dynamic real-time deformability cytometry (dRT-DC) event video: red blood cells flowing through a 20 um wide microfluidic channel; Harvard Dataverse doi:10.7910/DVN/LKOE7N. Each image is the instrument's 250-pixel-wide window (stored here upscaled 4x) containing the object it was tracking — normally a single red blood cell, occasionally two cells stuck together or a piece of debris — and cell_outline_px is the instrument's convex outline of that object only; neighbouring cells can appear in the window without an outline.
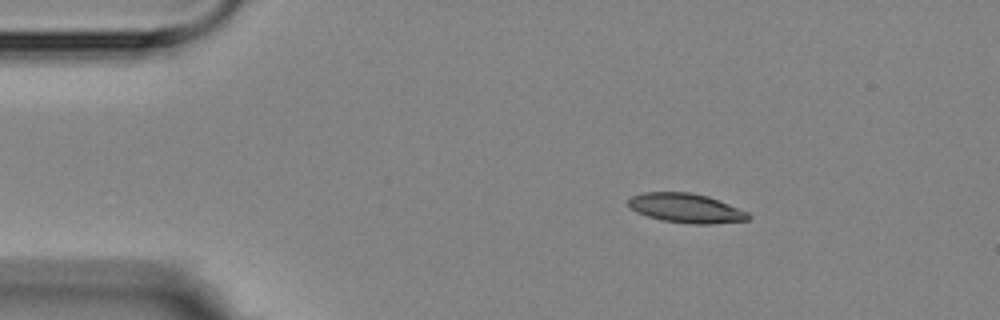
{"species": "Egyptian fruit bat (a non-hibernating species)", "species_latin": "Rousettus aegyptiacus", "temperature_condition": "room temperature", "stored_images_in_passage": 3, "camera_frame_rate_fps": 3000, "um_per_image_px": 0.085, "animal": {"sex": "female"}, "frame": {"image": 1, "passage_image": 1, "time_ms": 0.0, "image_size_px": [1000, 320], "cell_outline_px": [[752, 216], [748, 220], [708, 224], [692, 224], [660, 220], [636, 212], [628, 204], [628, 200], [632, 196], [644, 192], [688, 192], [708, 196], [748, 212]], "centroid_in_image_um": [58.31, 17.69], "position_along_channel_um": 26.7, "area_um2": 20.4}}
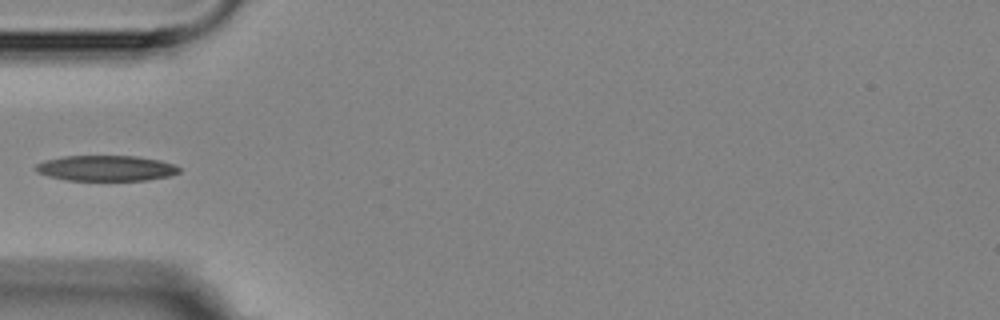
{"frame": {"image": 2, "passage_image": 3, "time_ms": 3.0, "image_size_px": [1000, 320], "cell_outline_px": [[180, 172], [172, 176], [148, 180], [68, 180], [48, 176], [36, 172], [36, 164], [48, 160], [64, 156], [136, 156], [160, 160], [172, 164], [180, 168]], "centroid_in_image_um": [9.06, 14.3], "position_along_channel_um": 75.9, "area_um2": 21.27}}